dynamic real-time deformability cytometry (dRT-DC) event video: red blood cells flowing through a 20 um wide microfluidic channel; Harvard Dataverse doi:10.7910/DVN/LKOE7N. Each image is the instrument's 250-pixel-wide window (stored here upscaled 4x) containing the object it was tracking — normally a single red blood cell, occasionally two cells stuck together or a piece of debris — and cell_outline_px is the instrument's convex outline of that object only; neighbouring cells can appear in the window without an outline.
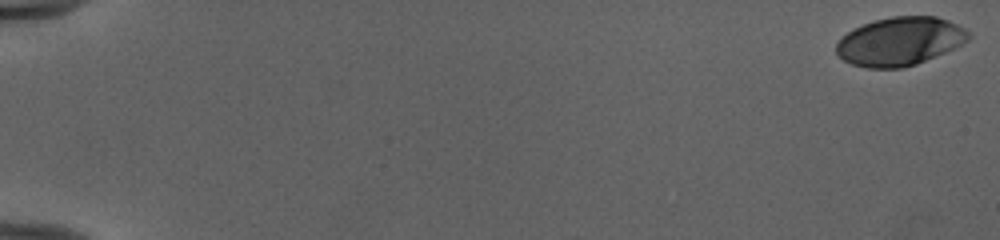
{"species": "human", "species_latin": "Homo sapiens", "temperature_condition": "cold", "stored_images_in_passage": 53, "camera_frame_rate_fps": 3000, "um_per_image_px": 0.085, "donor": {"sex": "female"}, "frame": {"image": 1, "passage_image": 1, "time_ms": 0.0, "image_size_px": [1000, 240], "cell_outline_px": [[972, 36], [968, 40], [944, 52], [916, 64], [904, 68], [868, 68], [852, 64], [844, 60], [836, 52], [836, 44], [848, 32], [864, 24], [876, 20], [892, 16], [936, 16], [948, 20], [964, 28]], "centroid_in_image_um": [76.49, 3.51], "position_along_channel_um": 8.5, "area_um2": 36.88}}
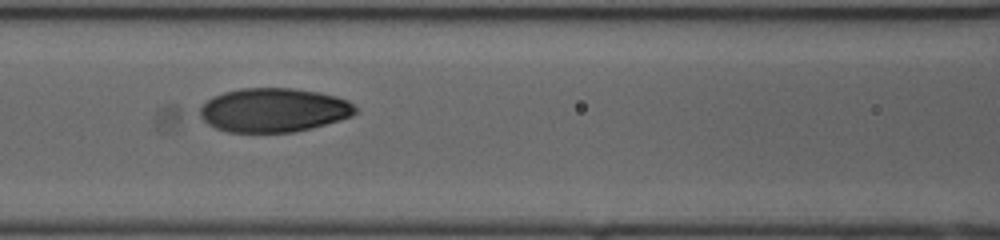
{"frame": {"image": 2, "passage_image": 26, "time_ms": 8.333, "image_size_px": [1000, 240], "cell_outline_px": [[360, 108], [352, 116], [340, 120], [312, 128], [292, 132], [228, 132], [216, 128], [208, 124], [200, 116], [200, 108], [212, 96], [224, 92], [240, 88], [292, 88], [320, 92], [336, 96], [348, 100]], "centroid_in_image_um": [23.3, 9.35], "position_along_channel_um": 143.3, "area_um2": 40.06}}
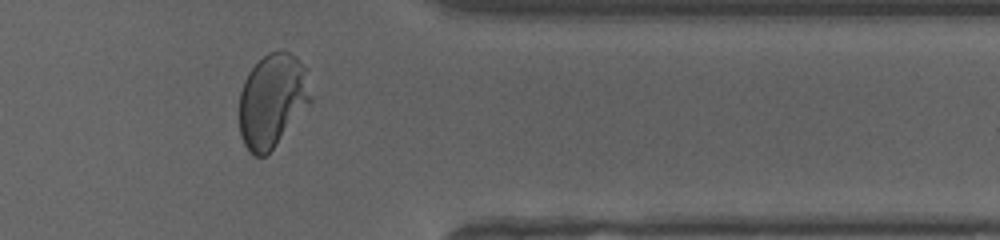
{"frame": {"image": 3, "passage_image": 45, "time_ms": 14.667, "image_size_px": [1000, 240], "cell_outline_px": [[312, 100], [272, 148], [264, 156], [252, 156], [248, 152], [240, 136], [240, 92], [244, 80], [248, 72], [268, 52], [288, 52], [296, 56], [308, 68], [312, 96]], "centroid_in_image_um": [23.16, 8.52], "position_along_channel_um": 388.2, "area_um2": 38.9}, "authors_computed_cell_mechanics": {"area_um2": 38.6682, "velocity_mm_per_s": 3.9911, "shape_relaxation_time_tau1_ms": 3.7899, "shape_relaxation_time_tau2_ms": null, "deformation_change_tau1": 0.1798, "deformation_change_tau2": null}}